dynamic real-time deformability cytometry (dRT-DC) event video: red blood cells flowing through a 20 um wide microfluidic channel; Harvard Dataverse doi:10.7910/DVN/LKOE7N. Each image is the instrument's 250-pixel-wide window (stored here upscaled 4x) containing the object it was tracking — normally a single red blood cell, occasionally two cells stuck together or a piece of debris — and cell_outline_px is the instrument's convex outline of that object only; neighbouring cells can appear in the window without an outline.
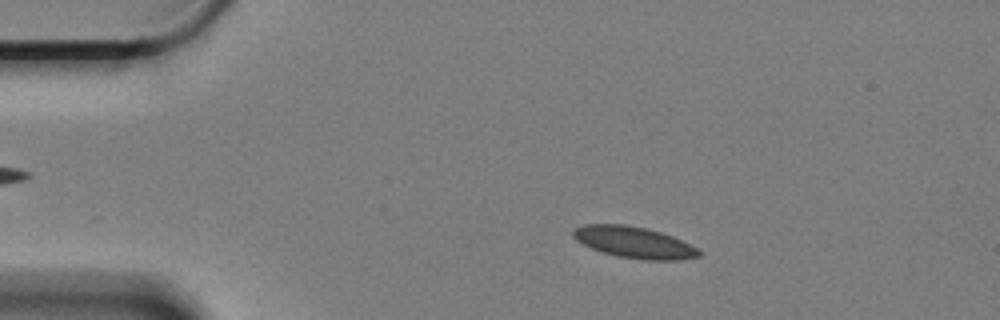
{"species": "Egyptian fruit bat (a non-hibernating species)", "species_latin": "Rousettus aegyptiacus", "temperature_condition": "cold", "stored_images_in_passage": 10, "camera_frame_rate_fps": 3000, "um_per_image_px": 0.085, "animal": {"sex": "female"}, "frame": {"image": 1, "passage_image": 4, "time_ms": 1.0, "image_size_px": [1000, 320], "cell_outline_px": [[700, 256], [680, 260], [644, 260], [616, 256], [592, 248], [576, 240], [572, 236], [572, 228], [584, 224], [624, 224], [644, 228], [660, 232], [672, 236], [696, 248], [700, 252]], "centroid_in_image_um": [53.85, 20.6], "position_along_channel_um": 31.2, "area_um2": 22.83}}